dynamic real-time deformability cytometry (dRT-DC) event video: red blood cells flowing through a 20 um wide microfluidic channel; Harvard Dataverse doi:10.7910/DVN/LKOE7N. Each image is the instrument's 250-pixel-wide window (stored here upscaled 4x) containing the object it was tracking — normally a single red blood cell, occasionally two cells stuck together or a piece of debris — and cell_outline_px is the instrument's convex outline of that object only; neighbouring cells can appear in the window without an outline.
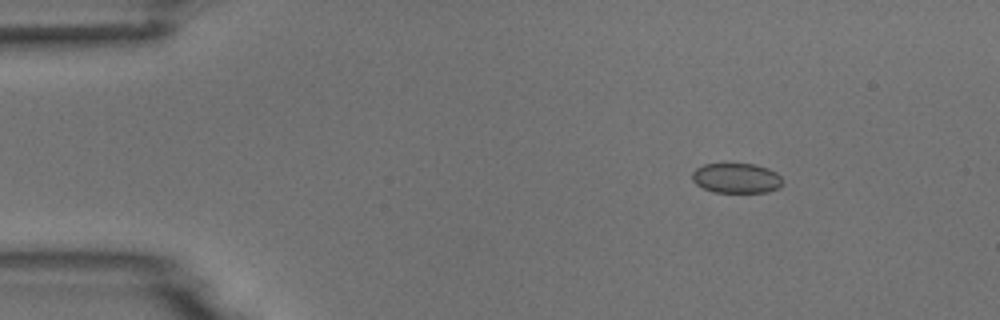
{"species": "common noctule bat (a hibernating species)", "species_latin": "Nyctalus noctula", "temperature_condition": "room temperature", "stored_images_in_passage": 5, "segment_of_instrument_passage": [2, 2], "camera_frame_rate_fps": 3000, "um_per_image_px": 0.085, "animal": {"sex": "male", "body_mass_g": 18.8}, "frame": {"image": 1, "passage_image": 5, "time_ms": 7.0, "image_size_px": [1000, 320], "cell_outline_px": [[780, 184], [776, 188], [768, 192], [712, 192], [696, 184], [692, 180], [692, 172], [696, 168], [704, 164], [756, 164], [768, 168], [776, 172], [780, 176]], "centroid_in_image_um": [62.55, 15.13], "position_along_channel_um": 22.4, "area_um2": 15.66}}